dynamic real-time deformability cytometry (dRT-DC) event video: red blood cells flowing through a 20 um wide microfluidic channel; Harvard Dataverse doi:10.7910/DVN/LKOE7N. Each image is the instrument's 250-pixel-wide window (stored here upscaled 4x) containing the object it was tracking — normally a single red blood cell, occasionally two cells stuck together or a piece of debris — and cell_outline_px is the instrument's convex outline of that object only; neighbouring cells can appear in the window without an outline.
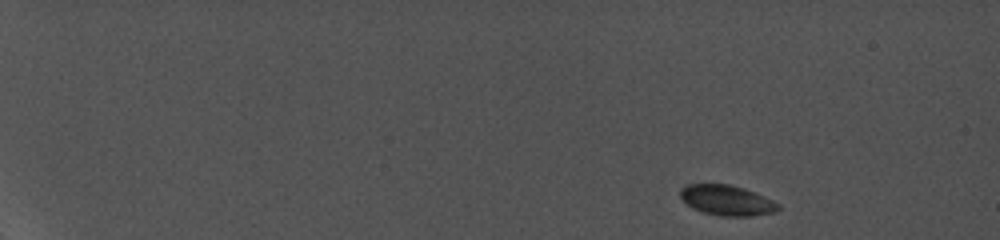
{"species": "common noctule bat (a hibernating species)", "species_latin": "Nyctalus noctula", "temperature_condition": "cold", "stored_images_in_passage": 27, "camera_frame_rate_fps": 5000, "um_per_image_px": 0.085, "animal": {"sex": "female", "body_mass_g": 19.0, "forearm_length_mm": 56.7}, "frame": {"image": 1, "passage_image": 1, "time_ms": 0.0, "image_size_px": [1000, 240], "cell_outline_px": [[780, 208], [776, 212], [752, 216], [720, 216], [704, 212], [692, 208], [680, 196], [680, 188], [684, 184], [728, 184], [744, 188], [756, 192], [780, 204]], "centroid_in_image_um": [61.8, 17.02], "position_along_channel_um": 23.2, "area_um2": 17.4}}
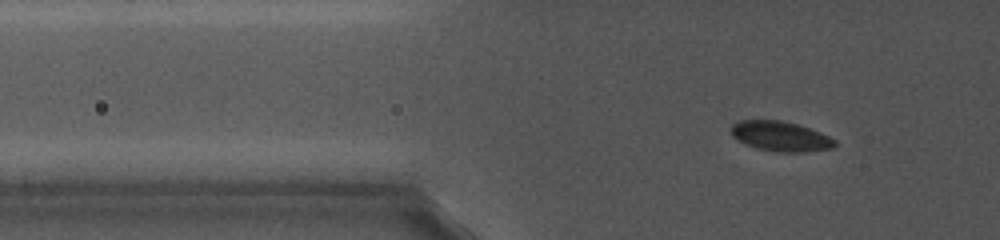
{"frame": {"image": 2, "passage_image": 17, "time_ms": 4.8, "image_size_px": [1000, 240], "cell_outline_px": [[836, 144], [832, 148], [804, 152], [776, 152], [756, 148], [744, 144], [736, 140], [732, 136], [732, 124], [740, 120], [780, 120], [796, 124], [820, 132], [836, 140]], "centroid_in_image_um": [66.32, 11.59], "position_along_channel_um": 59.5, "area_um2": 18.09}}
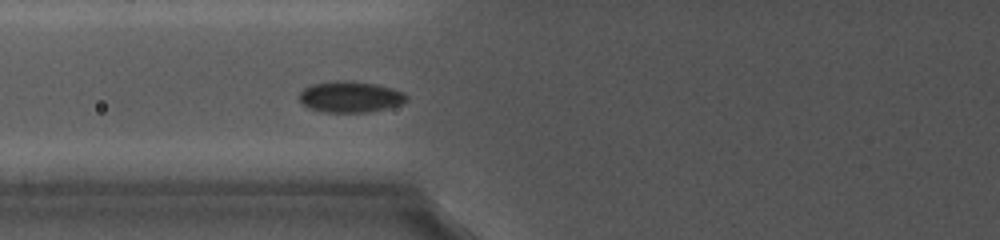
{"frame": {"image": 3, "passage_image": 23, "time_ms": 6.6, "image_size_px": [1000, 240], "cell_outline_px": [[408, 100], [404, 104], [364, 112], [320, 112], [308, 108], [300, 104], [300, 92], [304, 88], [312, 84], [336, 80], [348, 80], [376, 84], [392, 88], [404, 92], [408, 96]], "centroid_in_image_um": [29.76, 8.23], "position_along_channel_um": 96.0, "area_um2": 19.65}}